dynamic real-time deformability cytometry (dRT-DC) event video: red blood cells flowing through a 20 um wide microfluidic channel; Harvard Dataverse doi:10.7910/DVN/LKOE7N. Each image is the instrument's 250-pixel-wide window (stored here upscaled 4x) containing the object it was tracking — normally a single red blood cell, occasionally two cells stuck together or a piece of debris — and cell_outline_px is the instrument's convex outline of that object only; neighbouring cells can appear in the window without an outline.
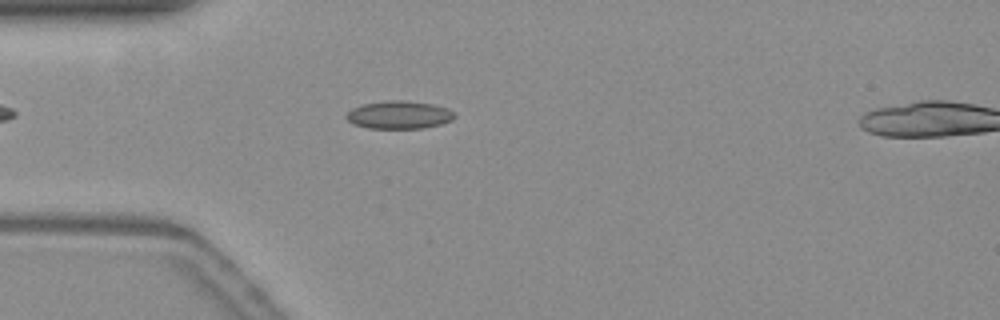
{"species": "common noctule bat (a hibernating species)", "species_latin": "Nyctalus noctula", "temperature_condition": "warm", "stored_images_in_passage": 4, "camera_frame_rate_fps": 3000, "um_per_image_px": 0.085, "animal": {"sex": "female", "body_mass_g": 19.3, "forearm_length_mm": 54.1}, "frame": {"image": 1, "passage_image": 2, "time_ms": 0.333, "image_size_px": [1000, 320], "cell_outline_px": [[456, 116], [452, 120], [440, 124], [424, 128], [368, 128], [352, 124], [344, 116], [352, 108], [364, 104], [384, 100], [404, 100], [432, 104], [448, 108]], "centroid_in_image_um": [33.9, 9.76], "position_along_channel_um": 51.1, "area_um2": 17.63}}